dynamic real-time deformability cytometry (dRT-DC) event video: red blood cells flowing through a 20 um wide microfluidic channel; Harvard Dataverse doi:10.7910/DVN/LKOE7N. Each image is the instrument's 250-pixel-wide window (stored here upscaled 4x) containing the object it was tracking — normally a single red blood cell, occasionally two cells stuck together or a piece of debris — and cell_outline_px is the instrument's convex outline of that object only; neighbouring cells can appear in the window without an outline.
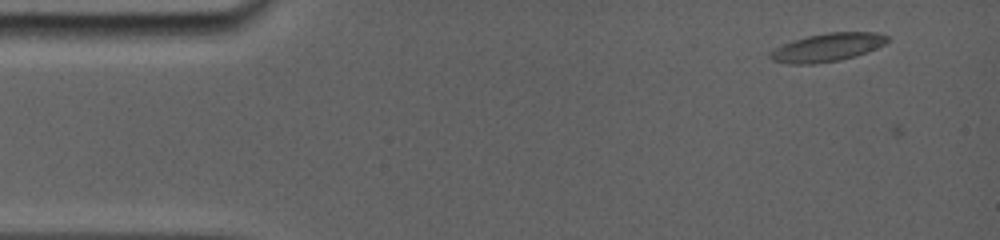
{"species": "common noctule bat (a hibernating species)", "species_latin": "Nyctalus noctula", "temperature_condition": "room temperature", "stored_images_in_passage": 8, "camera_frame_rate_fps": 5000, "um_per_image_px": 0.085, "animal": {"sex": "female", "body_mass_g": 19.0, "forearm_length_mm": 56.7}, "frame": {"image": 1, "passage_image": 1, "time_ms": 0.0, "image_size_px": [1000, 240], "cell_outline_px": [[888, 40], [884, 44], [868, 52], [856, 56], [840, 60], [812, 64], [788, 64], [772, 60], [768, 56], [768, 52], [772, 48], [792, 40], [808, 36], [828, 32], [876, 32], [888, 36]], "centroid_in_image_um": [70.27, 4.03], "position_along_channel_um": 14.7, "area_um2": 19.48}}
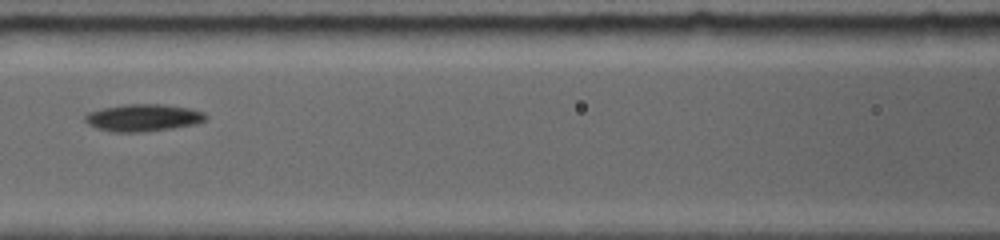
{"frame": {"image": 2, "passage_image": 7, "time_ms": 6.0, "image_size_px": [1000, 240], "cell_outline_px": [[208, 116], [204, 120], [192, 124], [164, 128], [132, 132], [120, 132], [100, 128], [88, 124], [84, 120], [84, 116], [88, 112], [104, 108], [124, 104], [164, 104], [188, 108], [204, 112]], "centroid_in_image_um": [12.14, 9.97], "position_along_channel_um": 154.5, "area_um2": 18.44}}
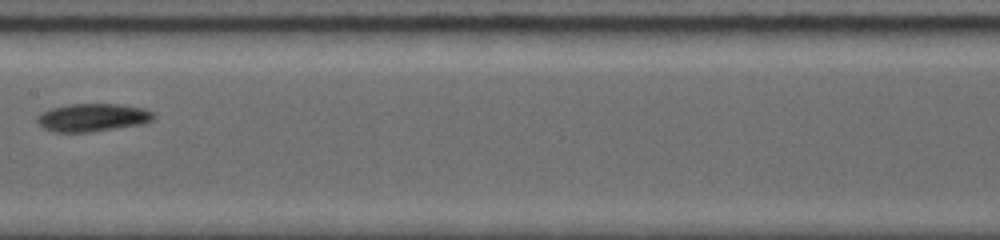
{"frame": {"image": 3, "passage_image": 8, "time_ms": 7.2, "image_size_px": [1000, 240], "cell_outline_px": [[156, 116], [152, 120], [136, 124], [88, 132], [56, 132], [44, 128], [36, 120], [36, 116], [40, 112], [52, 108], [68, 104], [120, 104], [144, 108], [152, 112]], "centroid_in_image_um": [7.82, 9.97], "position_along_channel_um": 199.6, "area_um2": 18.67}}